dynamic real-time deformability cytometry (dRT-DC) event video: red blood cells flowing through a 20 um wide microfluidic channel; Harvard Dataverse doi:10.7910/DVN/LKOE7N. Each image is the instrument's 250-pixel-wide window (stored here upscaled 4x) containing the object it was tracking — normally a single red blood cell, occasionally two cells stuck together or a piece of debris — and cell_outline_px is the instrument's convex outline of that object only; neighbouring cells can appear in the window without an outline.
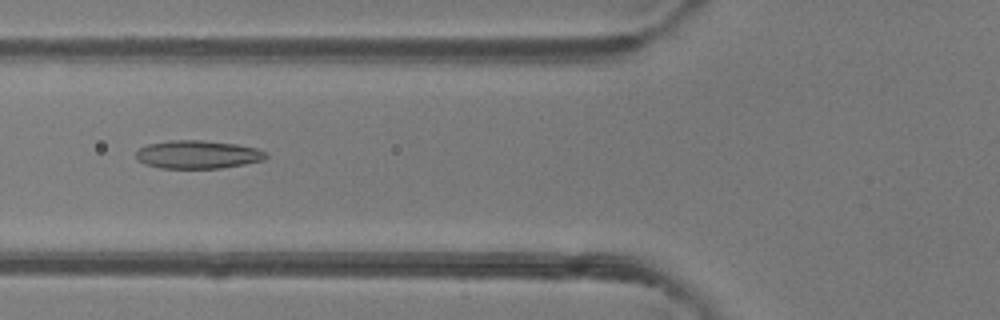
{"species": "common noctule bat (a hibernating species)", "species_latin": "Nyctalus noctula", "temperature_condition": "room temperature", "stored_images_in_passage": 49, "camera_frame_rate_fps": 3000, "um_per_image_px": 0.085, "animal": {"sex": "female"}, "frame": {"image": 1, "passage_image": 19, "time_ms": 6.0, "image_size_px": [1000, 320], "cell_outline_px": [[268, 156], [264, 160], [244, 164], [220, 168], [160, 168], [144, 164], [136, 156], [136, 152], [140, 148], [148, 144], [172, 140], [200, 140], [236, 144], [256, 148], [268, 152]], "centroid_in_image_um": [16.84, 13.13], "position_along_channel_um": 109.0, "area_um2": 21.27}}
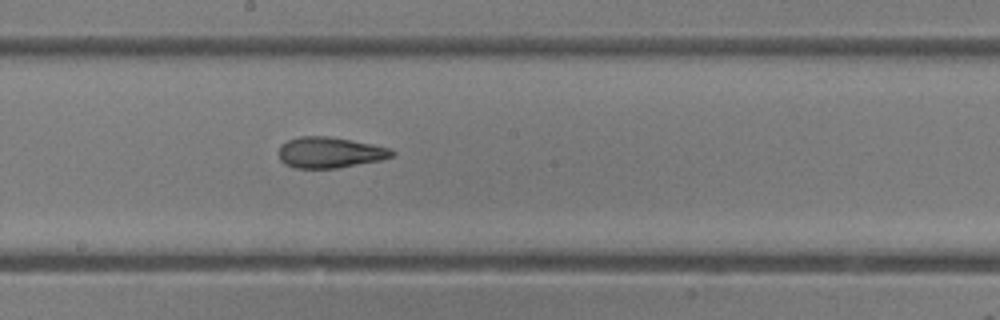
{"frame": {"image": 2, "passage_image": 27, "time_ms": 8.667, "image_size_px": [1000, 320], "cell_outline_px": [[396, 152], [392, 156], [380, 160], [336, 168], [296, 168], [284, 164], [280, 160], [280, 144], [288, 140], [300, 136], [328, 136], [372, 144], [388, 148]], "centroid_in_image_um": [28.01, 12.96], "position_along_channel_um": 220.2, "area_um2": 20.17}}
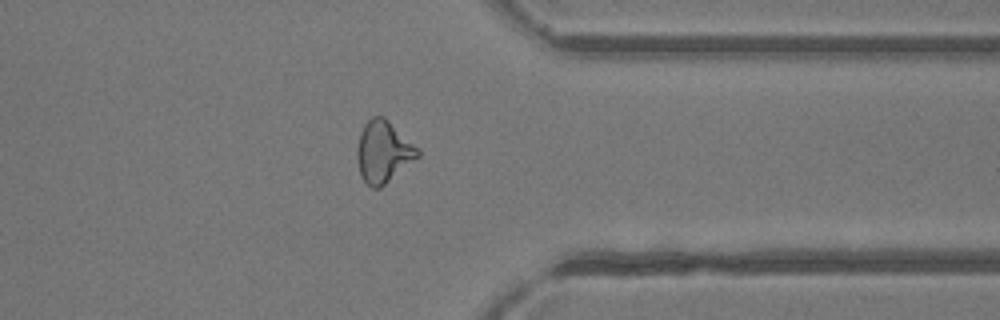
{"frame": {"image": 3, "passage_image": 39, "time_ms": 12.667, "image_size_px": [1000, 320], "cell_outline_px": [[420, 156], [380, 188], [372, 188], [360, 176], [356, 156], [356, 148], [360, 132], [364, 124], [372, 116], [384, 116], [420, 152]], "centroid_in_image_um": [32.53, 12.91], "position_along_channel_um": 378.9, "area_um2": 21.56}, "authors_computed_cell_mechanics": {"area_um2": 21.5594, "velocity_mm_per_s": 4.1597, "shape_relaxation_time_tau1_ms": 9.1283, "shape_relaxation_time_tau2_ms": 2.0507, "deformation_change_tau1": 0.226, "deformation_change_tau2": 0.1111}}